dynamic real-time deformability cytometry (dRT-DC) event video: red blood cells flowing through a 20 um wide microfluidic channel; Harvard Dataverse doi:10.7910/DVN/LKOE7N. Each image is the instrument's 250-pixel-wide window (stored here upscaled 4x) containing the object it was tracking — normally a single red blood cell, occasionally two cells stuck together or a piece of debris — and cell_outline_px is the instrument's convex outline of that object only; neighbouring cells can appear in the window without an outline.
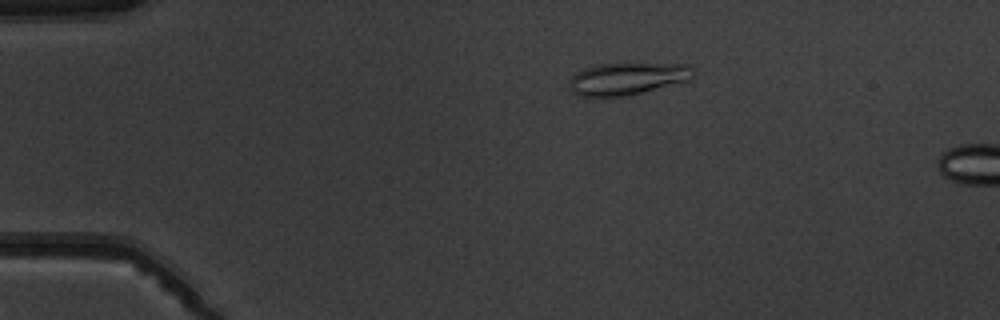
{"species": "common noctule bat (a hibernating species)", "species_latin": "Nyctalus noctula", "temperature_condition": "warm", "stored_images_in_passage": 3, "camera_frame_rate_fps": 3000, "um_per_image_px": 0.085, "animal": {"sex": "male", "body_mass_g": 19.5, "forearm_length_mm": 54.6}, "frame": {"image": 1, "passage_image": 2, "time_ms": 1.0, "image_size_px": [1000, 320], "cell_outline_px": [[692, 76], [688, 80], [628, 96], [580, 96], [572, 92], [568, 84], [568, 80], [576, 72], [584, 68], [600, 64], [688, 64], [692, 68]], "centroid_in_image_um": [53.26, 6.69], "position_along_channel_um": 31.7, "area_um2": 23.0}}